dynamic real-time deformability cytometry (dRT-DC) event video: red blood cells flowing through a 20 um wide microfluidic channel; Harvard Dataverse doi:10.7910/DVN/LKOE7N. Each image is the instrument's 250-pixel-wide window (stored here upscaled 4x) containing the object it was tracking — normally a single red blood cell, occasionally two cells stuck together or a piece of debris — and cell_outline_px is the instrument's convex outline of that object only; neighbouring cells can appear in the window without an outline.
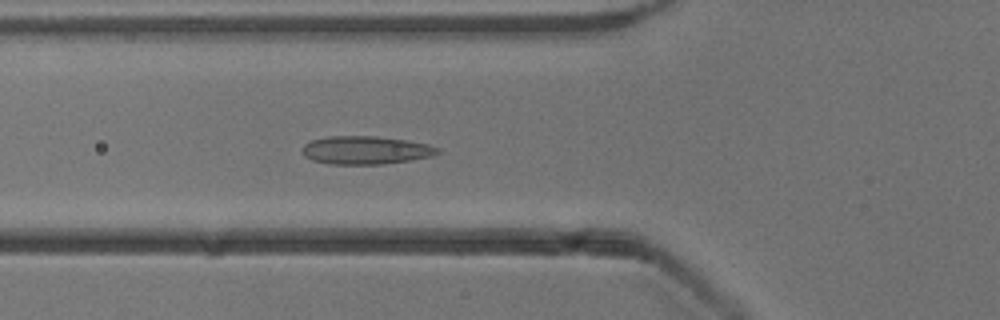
{"species": "common noctule bat (a hibernating species)", "species_latin": "Nyctalus noctula", "temperature_condition": "cold", "stored_images_in_passage": 28, "camera_frame_rate_fps": 3000, "um_per_image_px": 0.085, "animal": {"sex": "male", "body_mass_g": 13.3}, "frame": {"image": 1, "passage_image": 4, "time_ms": 1.0, "image_size_px": [1000, 320], "cell_outline_px": [[440, 152], [432, 156], [412, 160], [384, 164], [328, 164], [312, 160], [304, 156], [300, 148], [304, 144], [312, 140], [328, 136], [376, 136], [404, 140], [428, 144], [440, 148]], "centroid_in_image_um": [31.06, 12.77], "position_along_channel_um": 94.7, "area_um2": 22.37}}
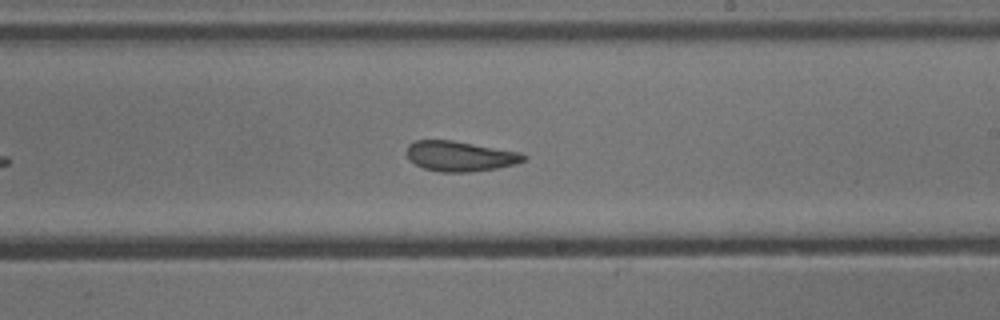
{"frame": {"image": 2, "passage_image": 16, "time_ms": 5.0, "image_size_px": [1000, 320], "cell_outline_px": [[528, 156], [524, 160], [516, 164], [496, 168], [468, 172], [440, 172], [424, 168], [416, 164], [408, 156], [408, 144], [416, 140], [452, 140], [520, 152]], "centroid_in_image_um": [39.13, 13.27], "position_along_channel_um": 249.9, "area_um2": 20.35}}
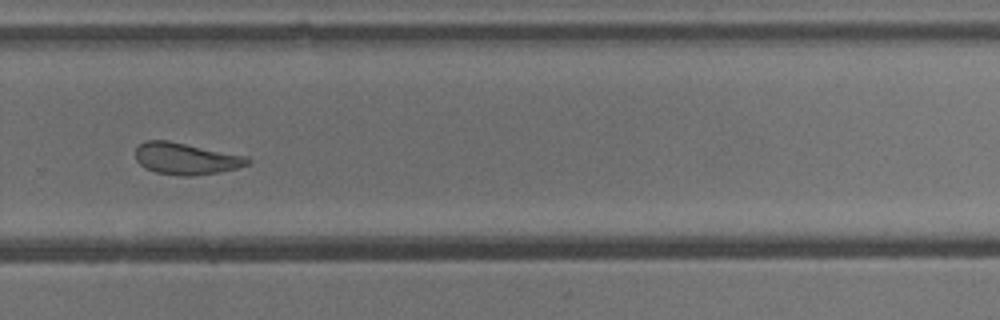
{"frame": {"image": 3, "passage_image": 21, "time_ms": 6.667, "image_size_px": [1000, 320], "cell_outline_px": [[252, 160], [248, 164], [236, 168], [220, 172], [188, 176], [184, 176], [156, 172], [144, 168], [136, 160], [136, 148], [140, 144], [148, 140], [168, 140], [248, 156]], "centroid_in_image_um": [15.82, 13.48], "position_along_channel_um": 314.0, "area_um2": 20.69}, "authors_computed_cell_mechanics": {"area_um2": 20.7213, "velocity_mm_per_s": 3.8684, "shape_relaxation_time_tau1_ms": 9.4863, "shape_relaxation_time_tau2_ms": 2.1822, "deformation_change_tau1": 0.1549, "deformation_change_tau2": 0.0562}}